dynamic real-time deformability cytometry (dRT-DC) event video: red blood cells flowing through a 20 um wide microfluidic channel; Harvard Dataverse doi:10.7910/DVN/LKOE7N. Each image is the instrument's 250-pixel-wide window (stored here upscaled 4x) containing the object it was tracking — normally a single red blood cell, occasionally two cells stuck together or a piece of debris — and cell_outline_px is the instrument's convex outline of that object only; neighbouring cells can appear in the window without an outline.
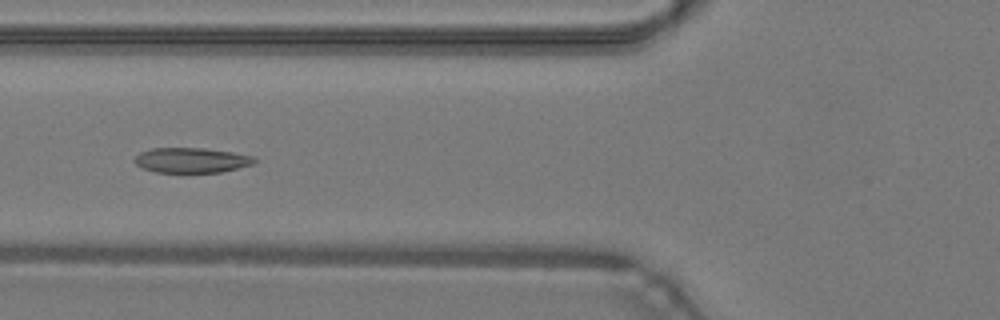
{"species": "common noctule bat (a hibernating species)", "species_latin": "Nyctalus noctula", "temperature_condition": "warm", "stored_images_in_passage": 24, "camera_frame_rate_fps": 3000, "um_per_image_px": 0.085, "animal": {"sex": "male", "body_mass_g": 19.2, "forearm_length_mm": 51.8}, "frame": {"image": 1, "passage_image": 7, "time_ms": 2.0, "image_size_px": [1000, 320], "cell_outline_px": [[256, 160], [252, 164], [220, 172], [156, 172], [144, 168], [136, 164], [132, 160], [140, 152], [152, 148], [204, 148], [232, 152], [252, 156]], "centroid_in_image_um": [16.23, 13.61], "position_along_channel_um": 109.6, "area_um2": 17.28}}
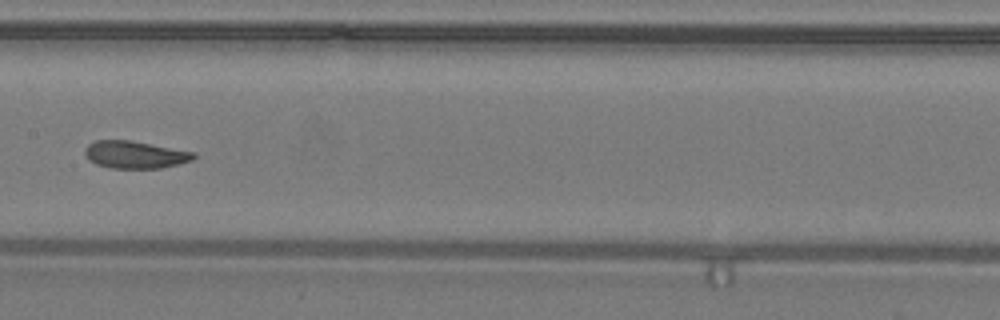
{"frame": {"image": 2, "passage_image": 13, "time_ms": 4.0, "image_size_px": [1000, 320], "cell_outline_px": [[196, 156], [192, 160], [160, 168], [108, 168], [96, 164], [88, 160], [84, 152], [84, 148], [88, 144], [96, 140], [132, 140], [196, 152]], "centroid_in_image_um": [11.45, 13.14], "position_along_channel_um": 195.9, "area_um2": 17.51}}
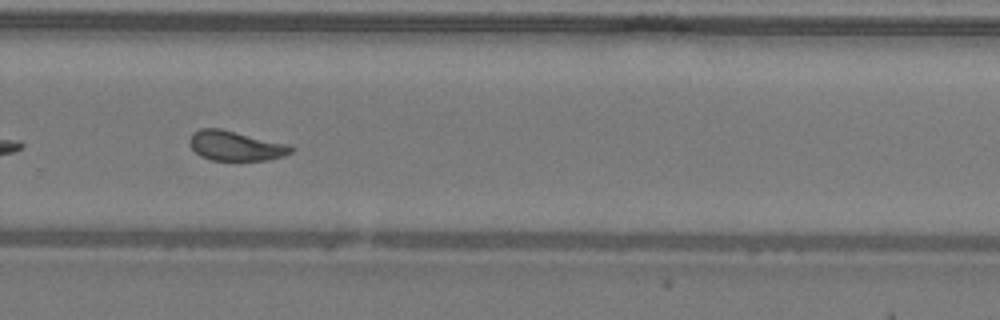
{"frame": {"image": 3, "passage_image": 21, "time_ms": 6.667, "image_size_px": [1000, 320], "cell_outline_px": [[296, 148], [292, 152], [284, 156], [268, 160], [212, 160], [200, 156], [192, 148], [188, 140], [192, 132], [200, 128], [220, 128], [292, 144]], "centroid_in_image_um": [20.07, 12.38], "position_along_channel_um": 309.7, "area_um2": 17.98}}